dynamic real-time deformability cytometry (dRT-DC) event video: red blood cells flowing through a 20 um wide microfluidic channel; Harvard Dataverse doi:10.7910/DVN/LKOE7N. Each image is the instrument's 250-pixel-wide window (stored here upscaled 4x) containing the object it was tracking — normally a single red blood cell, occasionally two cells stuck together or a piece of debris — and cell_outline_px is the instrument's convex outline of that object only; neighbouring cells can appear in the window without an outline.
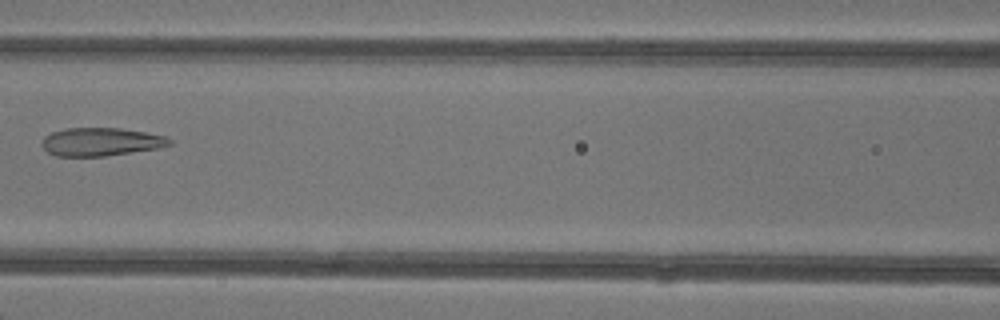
{"species": "common noctule bat (a hibernating species)", "species_latin": "Nyctalus noctula", "temperature_condition": "warm", "stored_images_in_passage": 7, "camera_frame_rate_fps": 3000, "um_per_image_px": 0.085, "animal": {"sex": "female"}, "frame": {"image": 1, "passage_image": 7, "time_ms": 7.0, "image_size_px": [1000, 320], "cell_outline_px": [[172, 144], [156, 148], [104, 156], [56, 156], [48, 152], [40, 144], [40, 140], [44, 136], [52, 132], [64, 128], [120, 128], [144, 132], [164, 136], [172, 140]], "centroid_in_image_um": [8.51, 12.05], "position_along_channel_um": 158.1, "area_um2": 20.87}}